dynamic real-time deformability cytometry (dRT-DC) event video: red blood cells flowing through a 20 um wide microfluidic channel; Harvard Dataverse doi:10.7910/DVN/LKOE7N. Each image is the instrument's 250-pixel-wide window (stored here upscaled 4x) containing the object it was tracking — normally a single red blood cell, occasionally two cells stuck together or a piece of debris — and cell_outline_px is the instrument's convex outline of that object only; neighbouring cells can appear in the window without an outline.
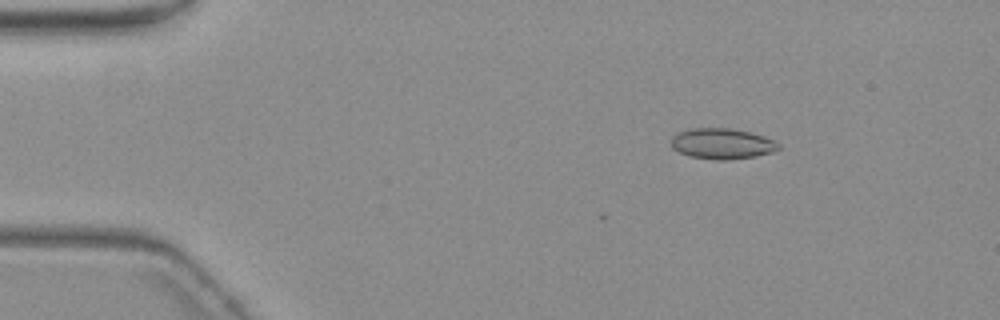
{"species": "common noctule bat (a hibernating species)", "species_latin": "Nyctalus noctula", "temperature_condition": "warm", "stored_images_in_passage": 5, "camera_frame_rate_fps": 3000, "um_per_image_px": 0.085, "animal": {"sex": "female", "body_mass_g": 19.3, "forearm_length_mm": 54.1}, "frame": {"image": 1, "passage_image": 2, "time_ms": 1.0, "image_size_px": [1000, 320], "cell_outline_px": [[780, 148], [772, 152], [756, 156], [728, 160], [716, 160], [688, 156], [672, 148], [672, 136], [680, 132], [692, 128], [732, 128], [764, 136], [780, 144]], "centroid_in_image_um": [61.38, 12.22], "position_along_channel_um": 23.6, "area_um2": 19.13}}
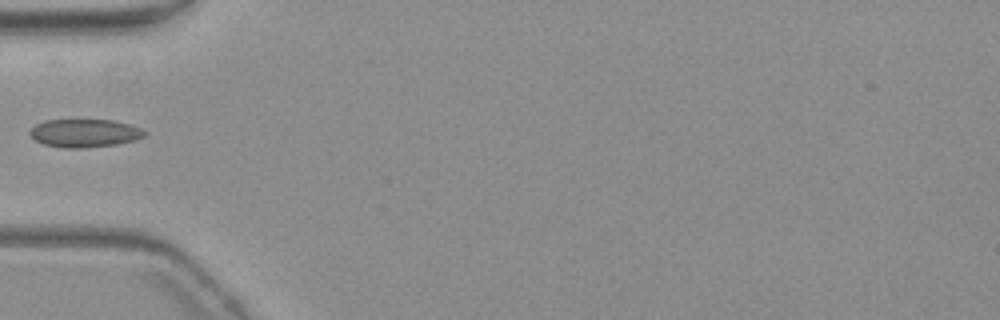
{"frame": {"image": 2, "passage_image": 5, "time_ms": 4.667, "image_size_px": [1000, 320], "cell_outline_px": [[148, 132], [144, 136], [136, 140], [116, 144], [84, 148], [64, 148], [44, 144], [36, 140], [28, 132], [36, 124], [44, 120], [112, 120], [128, 124], [140, 128]], "centroid_in_image_um": [7.2, 11.32], "position_along_channel_um": 77.8, "area_um2": 18.73}}